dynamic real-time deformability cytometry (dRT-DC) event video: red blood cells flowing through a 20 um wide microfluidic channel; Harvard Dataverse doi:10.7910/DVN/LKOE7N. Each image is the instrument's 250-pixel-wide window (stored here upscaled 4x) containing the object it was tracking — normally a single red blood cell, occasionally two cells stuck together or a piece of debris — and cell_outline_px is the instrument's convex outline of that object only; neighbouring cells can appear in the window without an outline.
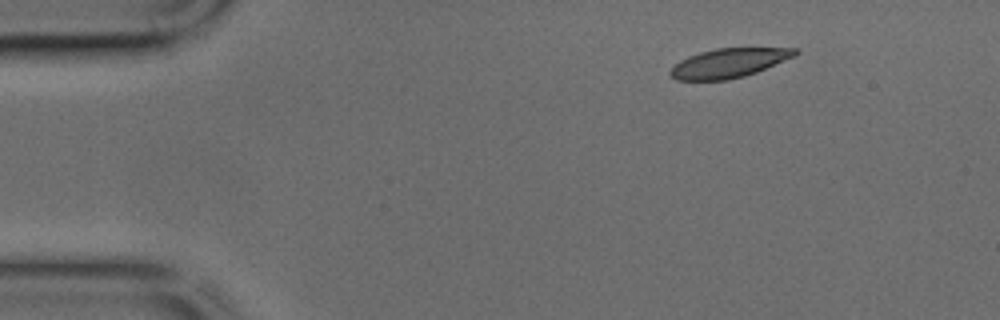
{"species": "common noctule bat (a hibernating species)", "species_latin": "Nyctalus noctula", "temperature_condition": "cold", "stored_images_in_passage": 40, "camera_frame_rate_fps": 3000, "um_per_image_px": 0.085, "animal": {"sex": "male", "body_mass_g": 17.9, "forearm_length_mm": 54.2}, "frame": {"image": 1, "passage_image": 1, "time_ms": 0.0, "image_size_px": [1000, 320], "cell_outline_px": [[800, 52], [796, 56], [756, 72], [744, 76], [728, 80], [676, 80], [668, 72], [680, 60], [688, 56], [700, 52], [716, 48], [796, 48]], "centroid_in_image_um": [61.97, 5.35], "position_along_channel_um": 23.0, "area_um2": 21.21}}
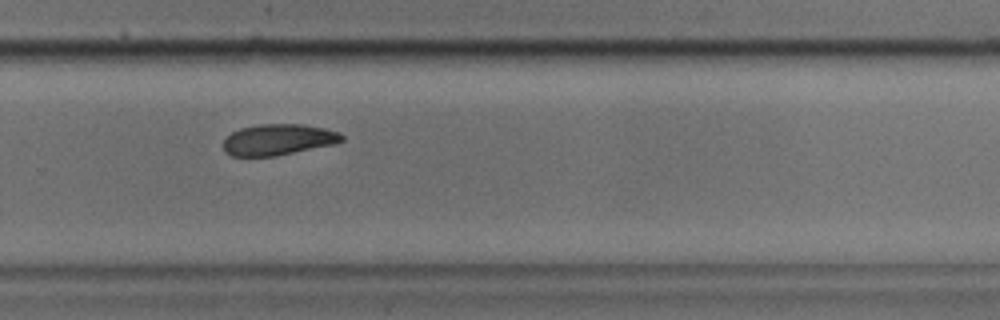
{"frame": {"image": 2, "passage_image": 25, "time_ms": 8.0, "image_size_px": [1000, 320], "cell_outline_px": [[344, 140], [336, 144], [276, 156], [232, 156], [224, 152], [224, 140], [232, 132], [240, 128], [260, 124], [304, 124], [324, 128], [340, 132], [344, 136]], "centroid_in_image_um": [23.69, 11.87], "position_along_channel_um": 306.1, "area_um2": 21.62}}
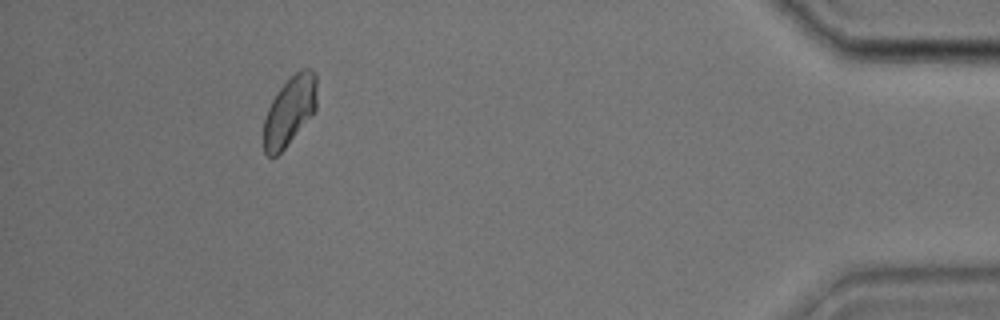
{"frame": {"image": 3, "passage_image": 36, "time_ms": 11.667, "image_size_px": [1000, 320], "cell_outline_px": [[316, 108], [284, 148], [276, 156], [268, 156], [264, 152], [264, 120], [268, 108], [276, 92], [300, 68], [308, 68], [316, 72]], "centroid_in_image_um": [24.61, 9.39], "position_along_channel_um": 410.6, "area_um2": 20.92}}